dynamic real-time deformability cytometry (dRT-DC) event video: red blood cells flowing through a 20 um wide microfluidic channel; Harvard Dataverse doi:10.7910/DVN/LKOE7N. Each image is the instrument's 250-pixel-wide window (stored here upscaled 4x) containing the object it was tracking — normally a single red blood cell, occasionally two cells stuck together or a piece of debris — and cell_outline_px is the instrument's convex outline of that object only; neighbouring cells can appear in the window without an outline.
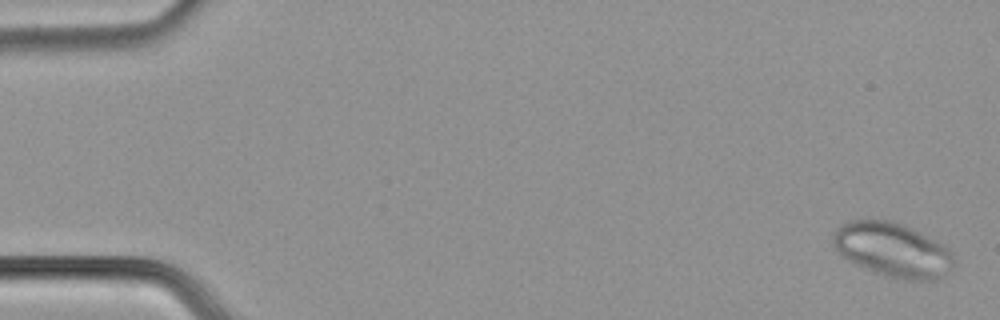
{"species": "common noctule bat (a hibernating species)", "species_latin": "Nyctalus noctula", "temperature_condition": "cold", "stored_images_in_passage": 11, "segment_of_instrument_passage": [1, 3], "camera_frame_rate_fps": 3000, "um_per_image_px": 0.085, "animal": {"sex": "male", "body_mass_g": 21.5, "forearm_length_mm": 52.0}, "frame": {"image": 1, "passage_image": 1, "time_ms": 0.0, "image_size_px": [1000, 320], "cell_outline_px": [[952, 268], [940, 280], [904, 280], [884, 276], [872, 272], [856, 264], [844, 256], [832, 244], [832, 236], [836, 228], [840, 224], [848, 220], [892, 220], [904, 224], [944, 244], [948, 248], [952, 256]], "centroid_in_image_um": [75.87, 21.24], "position_along_channel_um": 9.1, "area_um2": 38.44}}